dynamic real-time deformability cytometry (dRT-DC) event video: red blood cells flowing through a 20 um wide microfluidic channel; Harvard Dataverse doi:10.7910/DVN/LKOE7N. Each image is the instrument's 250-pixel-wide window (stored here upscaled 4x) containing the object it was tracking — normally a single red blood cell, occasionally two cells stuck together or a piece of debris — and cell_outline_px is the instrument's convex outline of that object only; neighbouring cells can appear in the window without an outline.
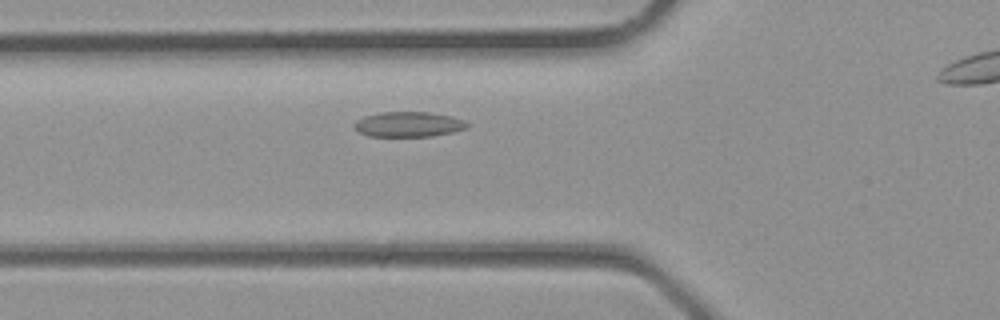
{"species": "common noctule bat (a hibernating species)", "species_latin": "Nyctalus noctula", "temperature_condition": "room temperature", "stored_images_in_passage": 24, "camera_frame_rate_fps": 3000, "um_per_image_px": 0.085, "animal": {"sex": "male", "body_mass_g": 23.1, "forearm_length_mm": 52.7}, "frame": {"image": 1, "passage_image": 7, "time_ms": 2.0, "image_size_px": [1000, 320], "cell_outline_px": [[468, 128], [452, 132], [432, 136], [368, 136], [360, 132], [352, 124], [356, 120], [364, 116], [380, 112], [428, 112], [452, 116], [464, 120], [468, 124]], "centroid_in_image_um": [34.72, 10.56], "position_along_channel_um": 91.1, "area_um2": 16.53}}
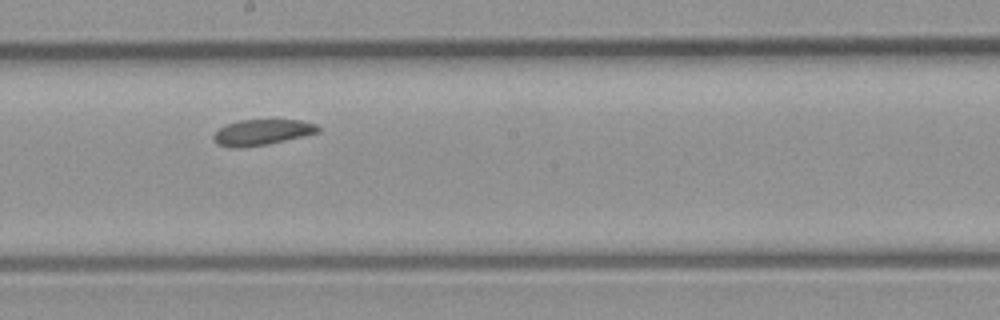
{"frame": {"image": 2, "passage_image": 14, "time_ms": 4.333, "image_size_px": [1000, 320], "cell_outline_px": [[320, 132], [268, 144], [240, 148], [228, 148], [216, 144], [212, 140], [212, 136], [220, 128], [228, 124], [240, 120], [300, 120], [316, 124], [320, 128]], "centroid_in_image_um": [22.24, 11.26], "position_along_channel_um": 226.0, "area_um2": 15.72}}
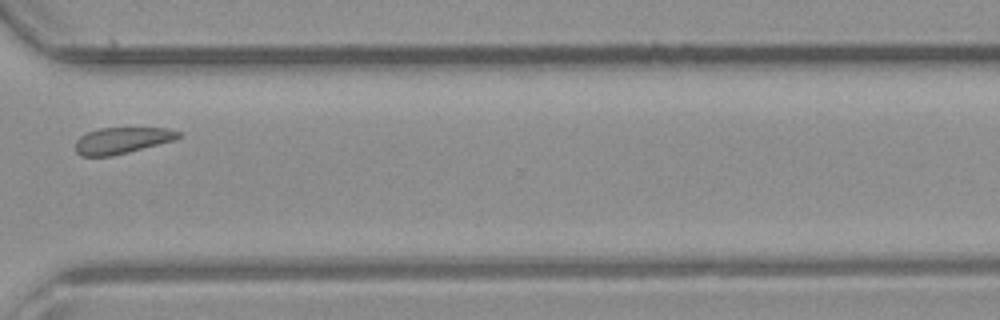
{"frame": {"image": 3, "passage_image": 21, "time_ms": 6.667, "image_size_px": [1000, 320], "cell_outline_px": [[184, 136], [176, 140], [112, 156], [80, 156], [76, 152], [76, 140], [80, 136], [88, 132], [100, 128], [164, 128], [180, 132]], "centroid_in_image_um": [10.4, 11.94], "position_along_channel_um": 360.2, "area_um2": 15.84}}